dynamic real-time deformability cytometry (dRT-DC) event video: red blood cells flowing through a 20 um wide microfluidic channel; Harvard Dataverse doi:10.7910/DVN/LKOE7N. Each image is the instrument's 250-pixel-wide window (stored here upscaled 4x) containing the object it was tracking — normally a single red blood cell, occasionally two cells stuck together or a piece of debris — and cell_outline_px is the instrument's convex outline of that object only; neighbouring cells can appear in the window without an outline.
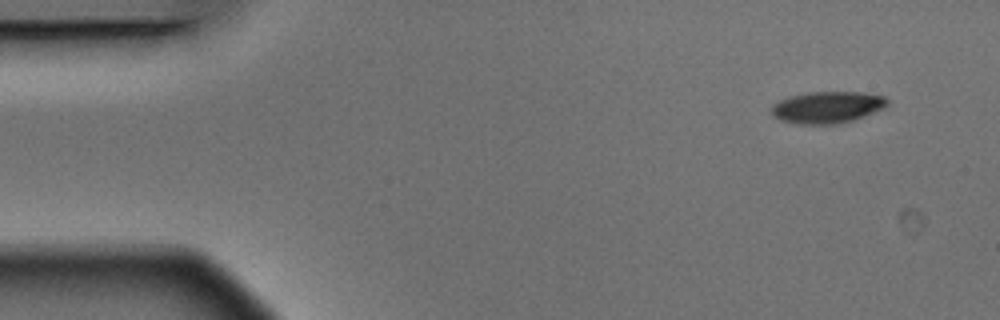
{"species": "Egyptian fruit bat (a non-hibernating species)", "species_latin": "Rousettus aegyptiacus", "temperature_condition": "warm", "stored_images_in_passage": 5, "segment_of_instrument_passage": [1, 2], "camera_frame_rate_fps": 3000, "um_per_image_px": 0.085, "animal": {"sex": "male"}, "frame": {"image": 1, "passage_image": 1, "time_ms": 0.0, "image_size_px": [1000, 320], "cell_outline_px": [[888, 104], [884, 108], [852, 120], [836, 124], [796, 124], [780, 120], [772, 116], [772, 104], [788, 96], [808, 92], [864, 92], [884, 96], [888, 100]], "centroid_in_image_um": [70.29, 9.11], "position_along_channel_um": 14.7, "area_um2": 21.5}}
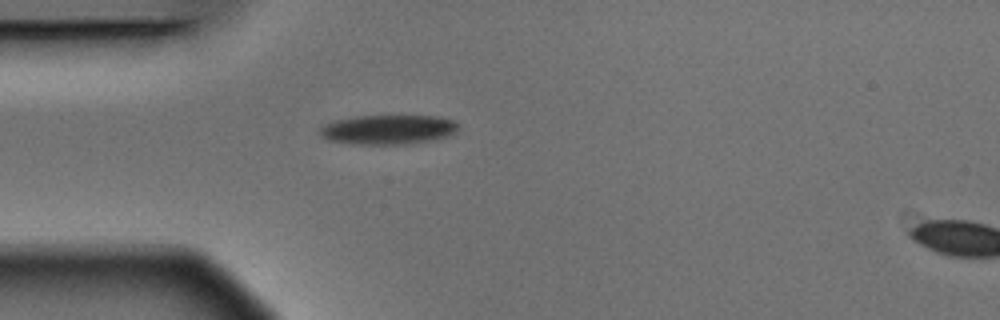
{"frame": {"image": 2, "passage_image": 4, "time_ms": 1.0, "image_size_px": [1000, 320], "cell_outline_px": [[460, 128], [456, 132], [448, 136], [432, 140], [408, 144], [352, 144], [328, 140], [320, 136], [320, 128], [324, 124], [336, 120], [356, 116], [440, 116], [456, 120], [460, 124]], "centroid_in_image_um": [33.04, 11.01], "position_along_channel_um": 52.0, "area_um2": 24.1}}